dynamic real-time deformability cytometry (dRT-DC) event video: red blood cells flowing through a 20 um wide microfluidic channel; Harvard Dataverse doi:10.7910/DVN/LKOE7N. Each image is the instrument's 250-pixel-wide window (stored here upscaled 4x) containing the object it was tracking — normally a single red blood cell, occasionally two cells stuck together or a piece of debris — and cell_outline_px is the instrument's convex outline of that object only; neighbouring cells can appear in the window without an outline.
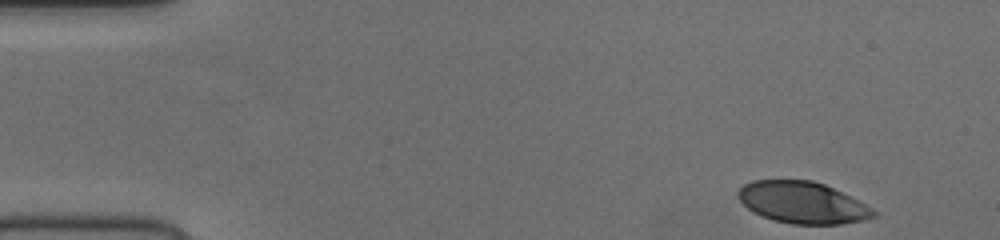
{"species": "human", "species_latin": "Homo sapiens", "temperature_condition": "cold", "stored_images_in_passage": 49, "camera_frame_rate_fps": 3000, "um_per_image_px": 0.085, "donor": {"sex": "female"}, "frame": {"image": 1, "passage_image": 1, "time_ms": 0.0, "image_size_px": [1000, 240], "cell_outline_px": [[880, 216], [864, 220], [840, 224], [792, 224], [772, 220], [760, 216], [752, 212], [736, 196], [736, 192], [744, 184], [752, 180], [812, 180], [824, 184], [872, 208]], "centroid_in_image_um": [68.18, 17.23], "position_along_channel_um": 16.8, "area_um2": 32.89}}
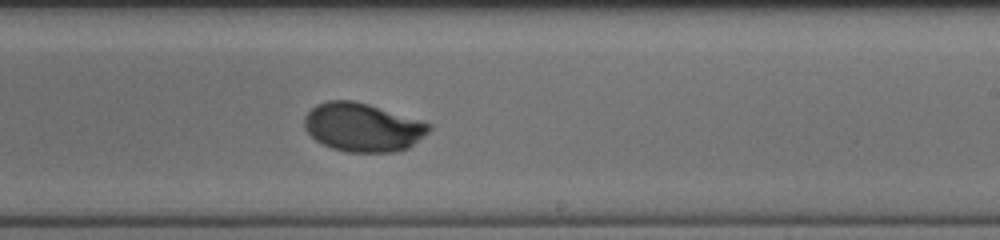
{"frame": {"image": 2, "passage_image": 28, "time_ms": 9.0, "image_size_px": [1000, 240], "cell_outline_px": [[432, 128], [428, 132], [408, 148], [396, 152], [348, 152], [332, 148], [316, 140], [304, 128], [304, 116], [316, 104], [328, 100], [352, 100], [368, 104], [420, 120], [432, 124]], "centroid_in_image_um": [30.82, 10.82], "position_along_channel_um": 258.2, "area_um2": 35.14}}
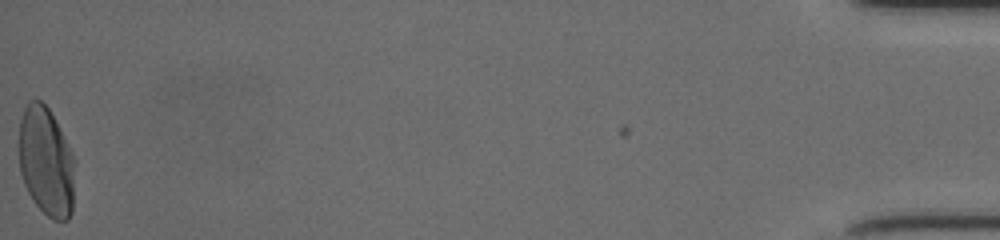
{"frame": {"image": 3, "passage_image": 49, "time_ms": 16.0, "image_size_px": [1000, 240], "cell_outline_px": [[72, 212], [68, 220], [52, 220], [32, 200], [24, 184], [20, 172], [20, 120], [24, 108], [28, 100], [40, 100], [48, 108], [72, 152]], "centroid_in_image_um": [3.89, 13.74], "position_along_channel_um": 431.3, "area_um2": 34.74}}